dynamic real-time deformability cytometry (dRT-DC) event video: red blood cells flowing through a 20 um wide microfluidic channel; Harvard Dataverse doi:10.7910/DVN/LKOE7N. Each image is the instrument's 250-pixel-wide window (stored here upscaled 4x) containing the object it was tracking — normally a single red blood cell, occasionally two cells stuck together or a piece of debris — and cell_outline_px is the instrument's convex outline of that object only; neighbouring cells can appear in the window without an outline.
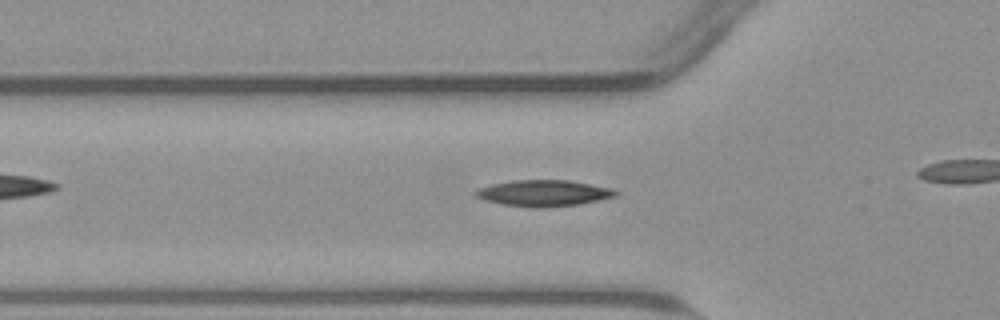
{"species": "common noctule bat (a hibernating species)", "species_latin": "Nyctalus noctula", "temperature_condition": "warm", "stored_images_in_passage": 42, "camera_frame_rate_fps": 3000, "um_per_image_px": 0.085, "animal": {"sex": "male", "body_mass_g": 23.1, "forearm_length_mm": 52.7}, "frame": {"image": 1, "passage_image": 17, "time_ms": 5.333, "image_size_px": [1000, 320], "cell_outline_px": [[620, 192], [616, 196], [580, 204], [536, 208], [500, 204], [484, 200], [476, 196], [472, 192], [480, 188], [492, 184], [512, 180], [568, 180], [616, 188]], "centroid_in_image_um": [46.24, 16.41], "position_along_channel_um": 79.6, "area_um2": 21.56}}
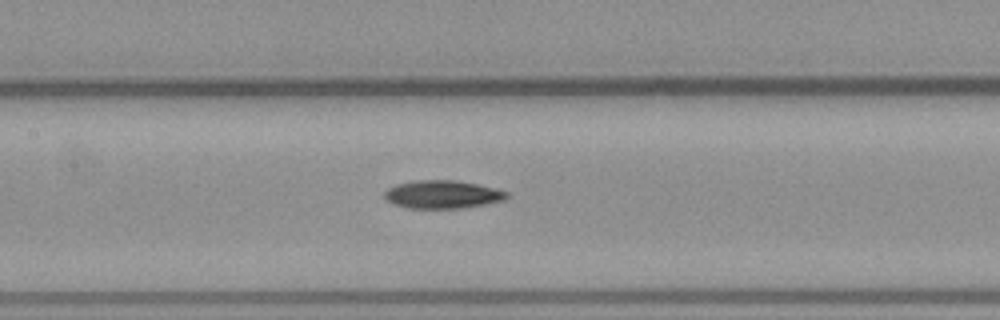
{"frame": {"image": 2, "passage_image": 24, "time_ms": 7.667, "image_size_px": [1000, 320], "cell_outline_px": [[508, 196], [504, 200], [484, 204], [460, 208], [408, 208], [392, 204], [384, 196], [384, 192], [388, 188], [396, 184], [416, 180], [456, 180], [496, 188], [508, 192]], "centroid_in_image_um": [37.59, 16.52], "position_along_channel_um": 169.8, "area_um2": 19.94}}
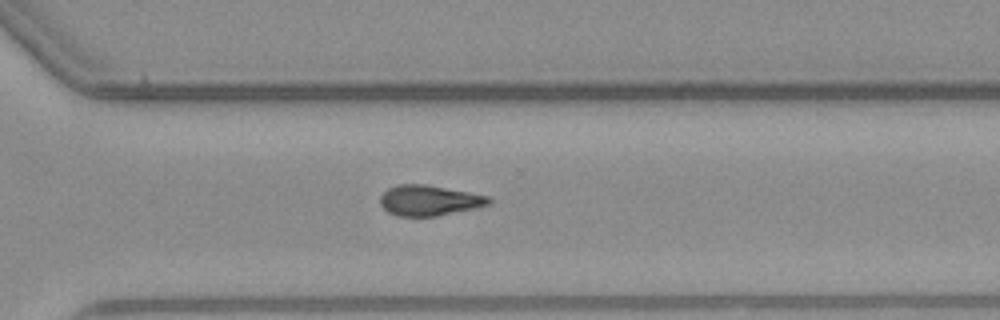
{"frame": {"image": 3, "passage_image": 37, "time_ms": 12.0, "image_size_px": [1000, 320], "cell_outline_px": [[492, 200], [488, 204], [472, 208], [436, 216], [396, 216], [388, 212], [380, 204], [380, 196], [388, 188], [396, 184], [424, 184], [468, 192], [488, 196]], "centroid_in_image_um": [36.41, 17.03], "position_along_channel_um": 334.2, "area_um2": 19.02}}